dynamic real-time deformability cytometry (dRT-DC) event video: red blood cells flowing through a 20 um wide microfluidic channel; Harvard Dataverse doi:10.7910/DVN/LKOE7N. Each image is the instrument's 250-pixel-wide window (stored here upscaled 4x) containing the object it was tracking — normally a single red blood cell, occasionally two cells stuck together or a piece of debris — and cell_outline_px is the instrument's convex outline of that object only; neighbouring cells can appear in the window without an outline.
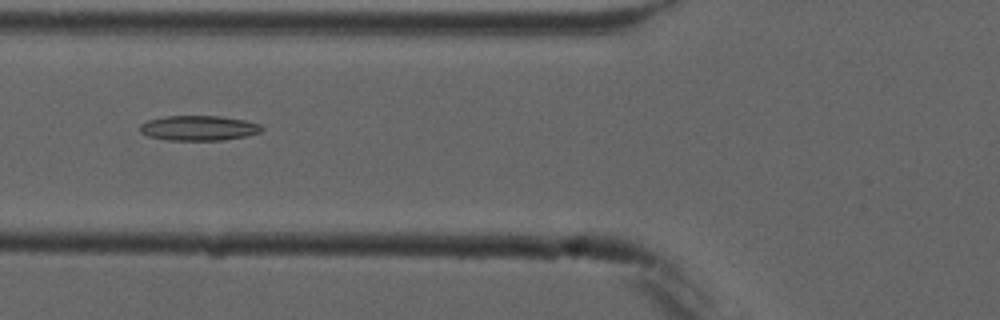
{"species": "common noctule bat (a hibernating species)", "species_latin": "Nyctalus noctula", "temperature_condition": "cold", "stored_images_in_passage": 8, "camera_frame_rate_fps": 3000, "um_per_image_px": 0.085, "animal": {"sex": "male", "forearm_length_mm": 52.5}, "frame": {"image": 1, "passage_image": 6, "time_ms": 6.667, "image_size_px": [1000, 320], "cell_outline_px": [[264, 128], [260, 132], [248, 136], [224, 140], [168, 140], [148, 136], [140, 132], [140, 124], [148, 120], [164, 116], [220, 116], [244, 120], [260, 124]], "centroid_in_image_um": [16.9, 10.88], "position_along_channel_um": 108.9, "area_um2": 17.8}}
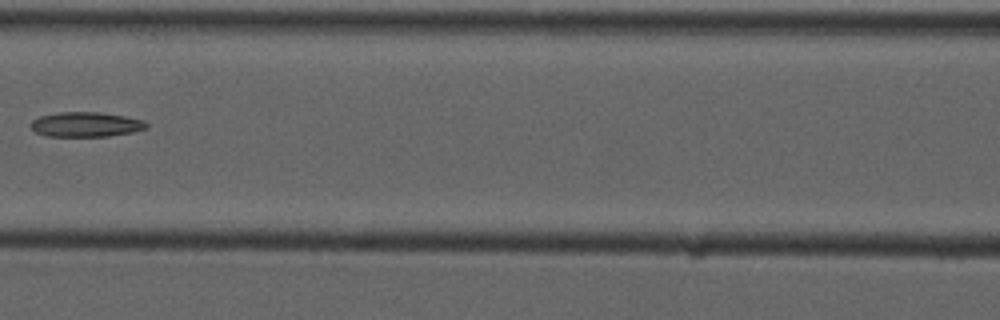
{"frame": {"image": 2, "passage_image": 7, "time_ms": 8.0, "image_size_px": [1000, 320], "cell_outline_px": [[148, 128], [132, 132], [108, 136], [48, 136], [36, 132], [32, 128], [32, 120], [40, 116], [60, 112], [100, 112], [124, 116], [144, 120], [148, 124]], "centroid_in_image_um": [7.33, 10.57], "position_along_channel_um": 159.3, "area_um2": 16.59}}
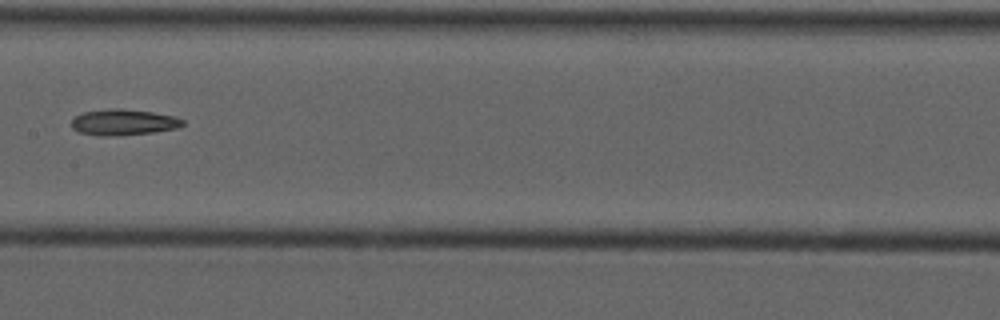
{"frame": {"image": 3, "passage_image": 8, "time_ms": 9.0, "image_size_px": [1000, 320], "cell_outline_px": [[184, 124], [180, 128], [152, 132], [108, 136], [100, 136], [80, 132], [72, 128], [72, 120], [76, 116], [84, 112], [108, 108], [124, 108], [152, 112], [176, 116], [184, 120]], "centroid_in_image_um": [10.53, 10.38], "position_along_channel_um": 196.9, "area_um2": 16.88}}